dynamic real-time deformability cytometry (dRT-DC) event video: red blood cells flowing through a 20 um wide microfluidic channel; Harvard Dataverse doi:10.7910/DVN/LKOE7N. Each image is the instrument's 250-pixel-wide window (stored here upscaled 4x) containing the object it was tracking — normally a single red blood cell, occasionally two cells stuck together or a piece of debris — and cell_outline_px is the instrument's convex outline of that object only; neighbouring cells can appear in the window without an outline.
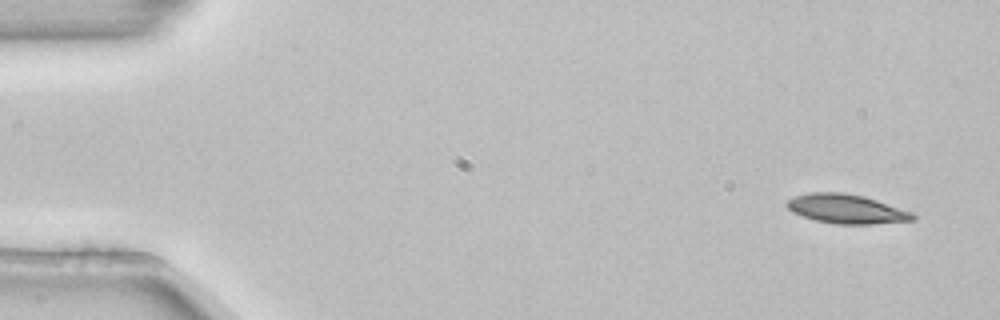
{"species": "common noctule bat (a hibernating species)", "species_latin": "Nyctalus noctula", "temperature_condition": "room temperature", "stored_images_in_passage": 5, "camera_frame_rate_fps": 3000, "um_per_image_px": 0.085, "animal": {"sex": "female", "body_mass_g": 22.7, "forearm_length_mm": 54.2}, "frame": {"image": 1, "passage_image": 1, "time_ms": 0.0, "image_size_px": [1000, 320], "cell_outline_px": [[916, 220], [872, 224], [836, 224], [816, 220], [792, 212], [784, 204], [788, 200], [796, 196], [812, 192], [840, 192], [864, 196], [912, 212], [916, 216]], "centroid_in_image_um": [71.96, 17.76], "position_along_channel_um": 13.0, "area_um2": 21.27}}